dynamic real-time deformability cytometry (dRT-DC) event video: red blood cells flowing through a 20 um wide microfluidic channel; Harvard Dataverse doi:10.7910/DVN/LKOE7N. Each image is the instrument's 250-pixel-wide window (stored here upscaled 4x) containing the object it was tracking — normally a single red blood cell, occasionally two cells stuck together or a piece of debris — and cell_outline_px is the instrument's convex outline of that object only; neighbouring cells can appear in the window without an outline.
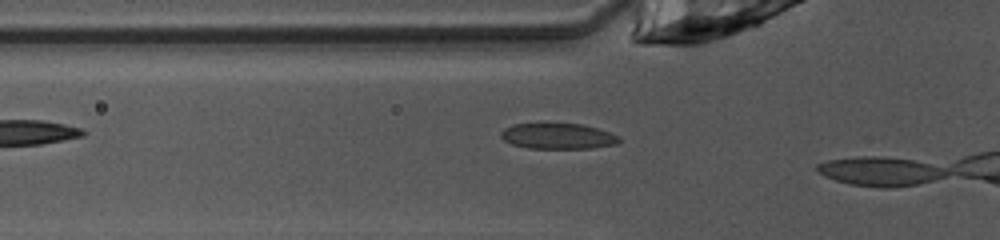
{"species": "common noctule bat (a hibernating species)", "species_latin": "Nyctalus noctula", "temperature_condition": "warm", "stored_images_in_passage": 4, "camera_frame_rate_fps": 3000, "um_per_image_px": 0.085, "animal": {"sex": "female", "body_mass_g": 10.0, "forearm_length_mm": 53.1}, "frame": {"image": 1, "passage_image": 3, "time_ms": 0.667, "image_size_px": [1000, 240], "cell_outline_px": [[620, 140], [616, 144], [592, 148], [528, 148], [512, 144], [504, 140], [500, 136], [500, 132], [504, 128], [512, 124], [544, 120], [584, 124], [620, 136]], "centroid_in_image_um": [47.35, 11.51], "position_along_channel_um": 78.4, "area_um2": 18.61}}